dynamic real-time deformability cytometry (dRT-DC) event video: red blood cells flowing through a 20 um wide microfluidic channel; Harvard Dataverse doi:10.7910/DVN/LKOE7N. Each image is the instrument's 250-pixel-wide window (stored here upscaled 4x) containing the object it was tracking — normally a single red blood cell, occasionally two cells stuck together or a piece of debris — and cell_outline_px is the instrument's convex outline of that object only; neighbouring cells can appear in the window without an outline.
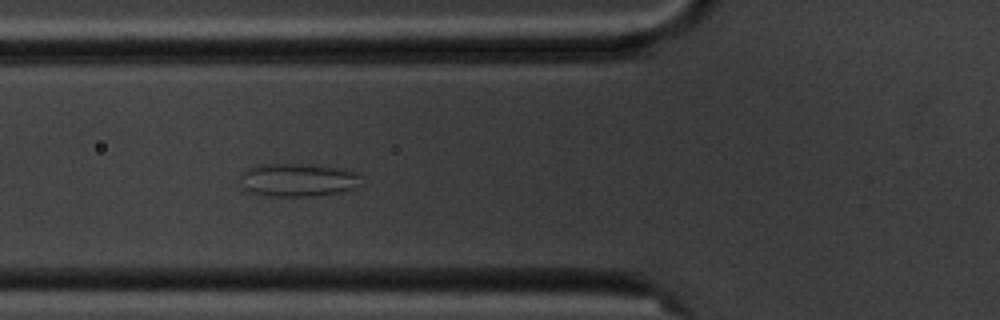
{"species": "common noctule bat (a hibernating species)", "species_latin": "Nyctalus noctula", "temperature_condition": "cold", "stored_images_in_passage": 9, "camera_frame_rate_fps": 3000, "um_per_image_px": 0.085, "animal": {"sex": "male", "body_mass_g": 20.1, "forearm_length_mm": 53.5}, "frame": {"image": 1, "passage_image": 6, "time_ms": 5.667, "image_size_px": [1000, 320], "cell_outline_px": [[364, 184], [356, 188], [340, 192], [308, 196], [268, 196], [252, 192], [240, 188], [240, 172], [252, 164], [316, 164], [356, 172], [360, 176]], "centroid_in_image_um": [25.28, 15.28], "position_along_channel_um": 100.5, "area_um2": 23.93}}